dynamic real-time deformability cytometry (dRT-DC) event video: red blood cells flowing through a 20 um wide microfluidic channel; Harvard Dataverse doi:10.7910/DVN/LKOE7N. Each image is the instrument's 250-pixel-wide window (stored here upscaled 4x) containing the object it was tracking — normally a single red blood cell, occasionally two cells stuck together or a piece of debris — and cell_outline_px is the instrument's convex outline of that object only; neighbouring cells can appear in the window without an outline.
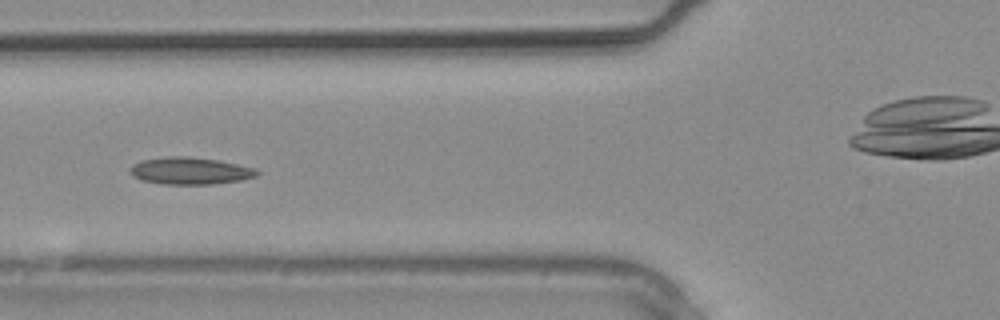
{"species": "common noctule bat (a hibernating species)", "species_latin": "Nyctalus noctula", "temperature_condition": "warm", "stored_images_in_passage": 25, "camera_frame_rate_fps": 3000, "um_per_image_px": 0.085, "animal": {"sex": "male", "body_mass_g": 20.4}, "frame": {"image": 1, "passage_image": 8, "time_ms": 2.333, "image_size_px": [1000, 320], "cell_outline_px": [[260, 172], [256, 176], [240, 180], [212, 184], [164, 184], [140, 180], [132, 176], [128, 168], [132, 164], [140, 160], [168, 156], [188, 156], [216, 160], [256, 168]], "centroid_in_image_um": [16.1, 14.52], "position_along_channel_um": 109.7, "area_um2": 20.11}}